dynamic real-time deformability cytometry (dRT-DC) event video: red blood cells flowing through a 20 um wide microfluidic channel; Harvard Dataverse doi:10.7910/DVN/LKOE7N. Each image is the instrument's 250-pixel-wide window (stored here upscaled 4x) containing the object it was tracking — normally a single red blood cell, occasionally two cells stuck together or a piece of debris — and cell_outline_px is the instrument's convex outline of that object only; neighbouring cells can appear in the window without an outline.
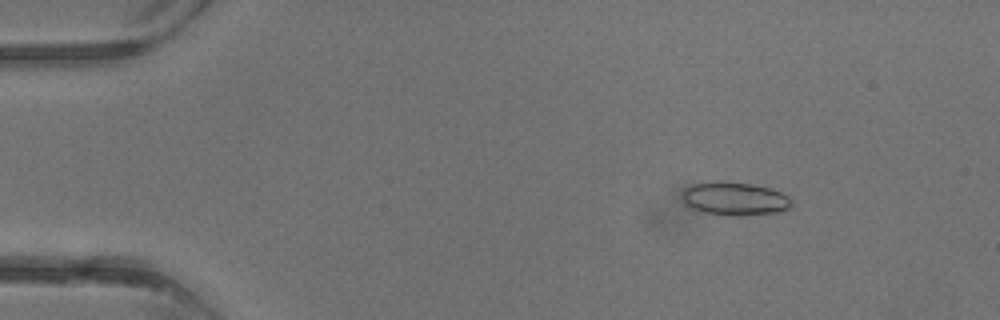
{"species": "common noctule bat (a hibernating species)", "species_latin": "Nyctalus noctula", "temperature_condition": "warm", "stored_images_in_passage": 4, "camera_frame_rate_fps": 3000, "um_per_image_px": 0.085, "animal": {"sex": "male", "body_mass_g": 13.3}, "frame": {"image": 1, "passage_image": 2, "time_ms": 1.0, "image_size_px": [1000, 320], "cell_outline_px": [[792, 208], [776, 212], [736, 216], [732, 216], [704, 212], [692, 208], [684, 204], [684, 188], [692, 184], [716, 180], [748, 184], [772, 188], [788, 196], [792, 200]], "centroid_in_image_um": [62.46, 16.88], "position_along_channel_um": 22.5, "area_um2": 21.21}}